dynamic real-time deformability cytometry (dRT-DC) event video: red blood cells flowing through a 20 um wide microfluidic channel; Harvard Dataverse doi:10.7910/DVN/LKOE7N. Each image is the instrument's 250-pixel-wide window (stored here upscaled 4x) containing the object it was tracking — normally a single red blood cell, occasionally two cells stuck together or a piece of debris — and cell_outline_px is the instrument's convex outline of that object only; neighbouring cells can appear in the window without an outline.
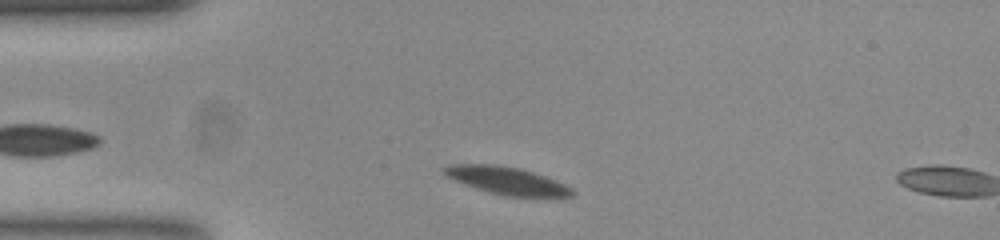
{"species": "common noctule bat (a hibernating species)", "species_latin": "Nyctalus noctula", "temperature_condition": "room temperature", "stored_images_in_passage": 5, "camera_frame_rate_fps": 3000, "um_per_image_px": 0.085, "animal": {"sex": "female", "body_mass_g": 23.0, "forearm_length_mm": 53.4}, "frame": {"image": 1, "passage_image": 3, "time_ms": 0.667, "image_size_px": [1000, 240], "cell_outline_px": [[576, 192], [572, 196], [508, 196], [476, 188], [464, 184], [444, 176], [440, 168], [448, 164], [492, 164], [516, 168], [532, 172], [556, 180], [572, 188]], "centroid_in_image_um": [43.01, 15.34], "position_along_channel_um": 42.0, "area_um2": 20.29}}